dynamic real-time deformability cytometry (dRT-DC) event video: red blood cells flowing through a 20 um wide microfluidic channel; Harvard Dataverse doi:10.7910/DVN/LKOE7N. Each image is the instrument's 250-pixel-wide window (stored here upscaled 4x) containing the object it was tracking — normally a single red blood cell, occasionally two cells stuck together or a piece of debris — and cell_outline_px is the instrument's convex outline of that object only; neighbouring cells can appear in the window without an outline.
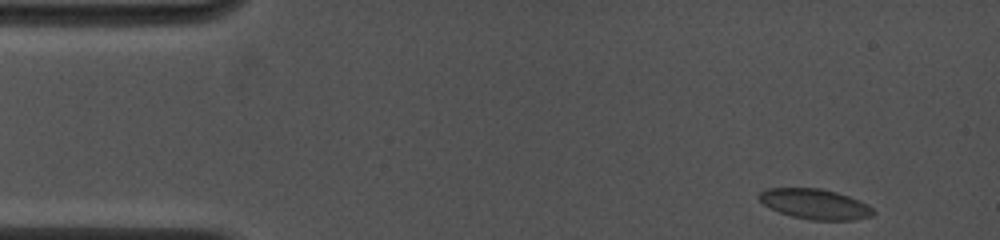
{"species": "common noctule bat (a hibernating species)", "species_latin": "Nyctalus noctula", "temperature_condition": "cold", "stored_images_in_passage": 68, "camera_frame_rate_fps": 4500, "um_per_image_px": 0.085, "animal": {"sex": "female", "body_mass_g": 19.0, "forearm_length_mm": 53.3}, "frame": {"image": 1, "passage_image": 1, "time_ms": 0.0, "image_size_px": [1000, 240], "cell_outline_px": [[876, 212], [872, 216], [852, 220], [812, 220], [792, 216], [780, 212], [764, 204], [756, 196], [760, 192], [768, 188], [820, 188], [836, 192], [848, 196], [868, 204]], "centroid_in_image_um": [69.29, 17.34], "position_along_channel_um": 15.7, "area_um2": 20.0}}
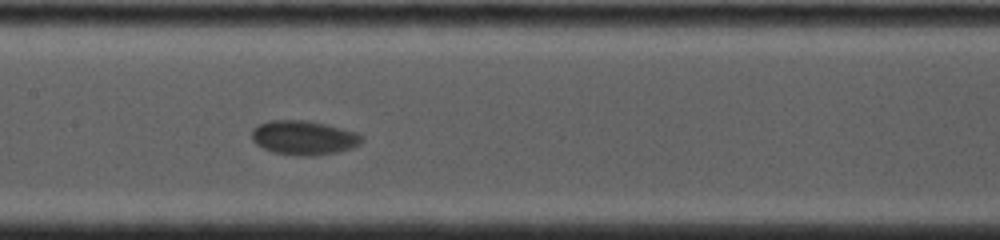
{"frame": {"image": 2, "passage_image": 31, "time_ms": 6.667, "image_size_px": [1000, 240], "cell_outline_px": [[364, 140], [360, 144], [352, 148], [336, 152], [316, 156], [296, 156], [272, 152], [256, 144], [252, 140], [252, 128], [268, 120], [308, 120], [356, 132], [364, 136]], "centroid_in_image_um": [25.82, 11.71], "position_along_channel_um": 181.6, "area_um2": 22.14}}
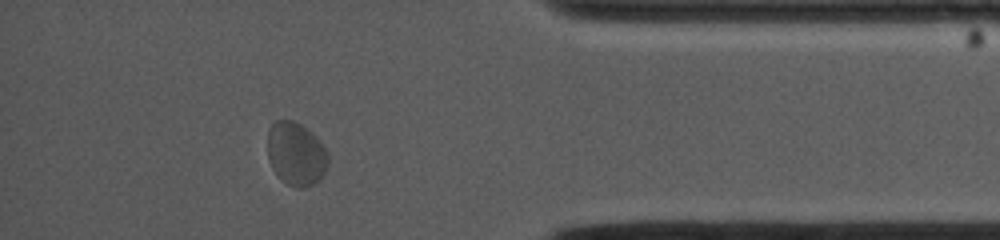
{"frame": {"image": 3, "passage_image": 59, "time_ms": 12.889, "image_size_px": [1000, 240], "cell_outline_px": [[328, 168], [320, 180], [304, 188], [296, 188], [280, 180], [272, 168], [268, 160], [268, 128], [276, 120], [292, 120], [300, 124], [316, 136], [320, 140], [328, 152]], "centroid_in_image_um": [25.17, 13.09], "position_along_channel_um": 410.0, "area_um2": 22.72}, "authors_computed_cell_mechanics": {"area_um2": 20.7791, "velocity_mm_per_s": 3.9099, "shape_relaxation_time_tau1_ms": 1.8743, "shape_relaxation_time_tau2_ms": 5.0814, "deformation_change_tau1": 0.0541, "deformation_change_tau2": 0.0418}}